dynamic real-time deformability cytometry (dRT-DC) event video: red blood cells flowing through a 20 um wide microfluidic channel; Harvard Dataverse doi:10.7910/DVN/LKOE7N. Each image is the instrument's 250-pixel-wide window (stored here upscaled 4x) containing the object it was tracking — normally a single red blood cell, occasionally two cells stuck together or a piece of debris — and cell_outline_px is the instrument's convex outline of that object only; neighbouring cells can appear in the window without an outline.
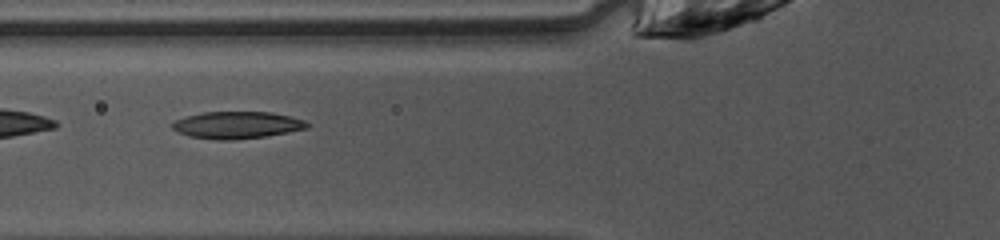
{"species": "common noctule bat (a hibernating species)", "species_latin": "Nyctalus noctula", "temperature_condition": "warm", "stored_images_in_passage": 22, "camera_frame_rate_fps": 3000, "um_per_image_px": 0.085, "animal": {"sex": "female", "body_mass_g": 10.0, "forearm_length_mm": 53.1}, "frame": {"image": 1, "passage_image": 4, "time_ms": 1.0, "image_size_px": [1000, 240], "cell_outline_px": [[308, 128], [288, 132], [264, 136], [232, 140], [216, 140], [188, 136], [172, 128], [172, 124], [176, 120], [188, 116], [204, 112], [272, 112], [304, 120], [308, 124]], "centroid_in_image_um": [20.14, 10.63], "position_along_channel_um": 105.7, "area_um2": 20.98}}
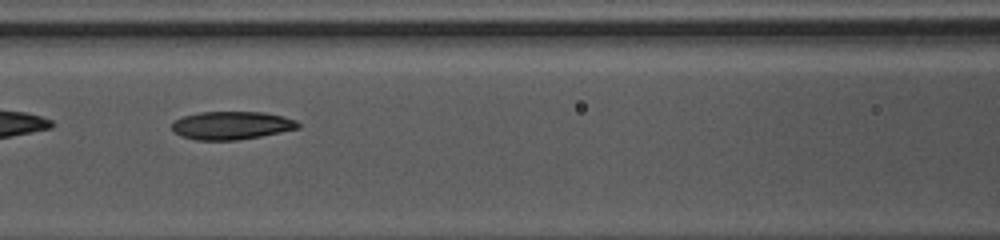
{"frame": {"image": 2, "passage_image": 7, "time_ms": 2.0, "image_size_px": [1000, 240], "cell_outline_px": [[300, 128], [260, 136], [236, 140], [196, 140], [180, 136], [172, 128], [172, 124], [176, 120], [184, 116], [200, 112], [264, 112], [284, 116], [296, 120], [300, 124]], "centroid_in_image_um": [19.71, 10.66], "position_along_channel_um": 146.9, "area_um2": 20.58}}